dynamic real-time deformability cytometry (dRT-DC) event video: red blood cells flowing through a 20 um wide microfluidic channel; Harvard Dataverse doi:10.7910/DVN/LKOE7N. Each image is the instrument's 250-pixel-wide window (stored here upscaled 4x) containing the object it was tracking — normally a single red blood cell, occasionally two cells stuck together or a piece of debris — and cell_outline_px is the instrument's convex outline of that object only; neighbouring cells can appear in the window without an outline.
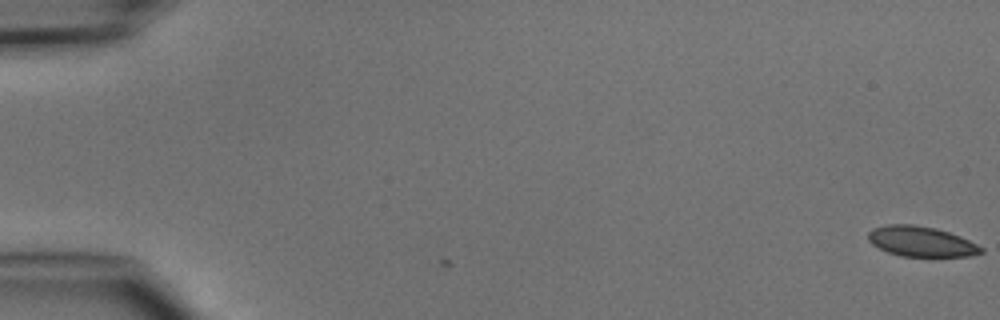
{"species": "common noctule bat (a hibernating species)", "species_latin": "Nyctalus noctula", "temperature_condition": "cold", "stored_images_in_passage": 3, "camera_frame_rate_fps": 3000, "um_per_image_px": 0.085, "animal": {"sex": "male", "body_mass_g": 15.6}, "frame": {"image": 1, "passage_image": 3, "time_ms": 0.667, "image_size_px": [1000, 320], "cell_outline_px": [[984, 252], [972, 256], [900, 256], [888, 252], [872, 244], [868, 240], [868, 232], [872, 228], [888, 224], [916, 224], [936, 228], [960, 236], [984, 248]], "centroid_in_image_um": [78.29, 20.52], "position_along_channel_um": 6.7, "area_um2": 19.94}}